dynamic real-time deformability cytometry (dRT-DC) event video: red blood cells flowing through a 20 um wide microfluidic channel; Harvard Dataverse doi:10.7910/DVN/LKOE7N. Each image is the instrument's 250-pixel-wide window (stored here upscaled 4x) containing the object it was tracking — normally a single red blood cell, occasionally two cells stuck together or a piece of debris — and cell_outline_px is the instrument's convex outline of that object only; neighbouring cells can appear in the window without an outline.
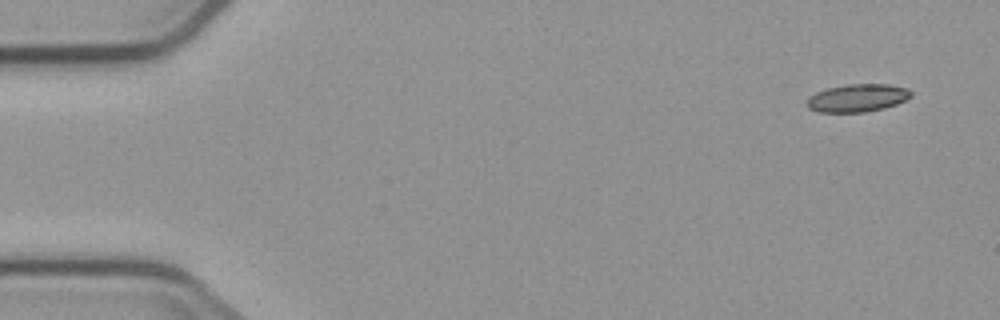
{"species": "common noctule bat (a hibernating species)", "species_latin": "Nyctalus noctula", "temperature_condition": "cold", "stored_images_in_passage": 9, "camera_frame_rate_fps": 3000, "um_per_image_px": 0.085, "animal": {"sex": "male", "body_mass_g": 23.1, "forearm_length_mm": 52.7}, "frame": {"image": 1, "passage_image": 1, "time_ms": 0.0, "image_size_px": [1000, 320], "cell_outline_px": [[912, 96], [896, 104], [884, 108], [864, 112], [820, 112], [808, 108], [804, 104], [804, 100], [808, 96], [816, 92], [828, 88], [848, 84], [888, 84], [908, 88], [912, 92]], "centroid_in_image_um": [72.84, 8.32], "position_along_channel_um": 12.2, "area_um2": 17.05}}
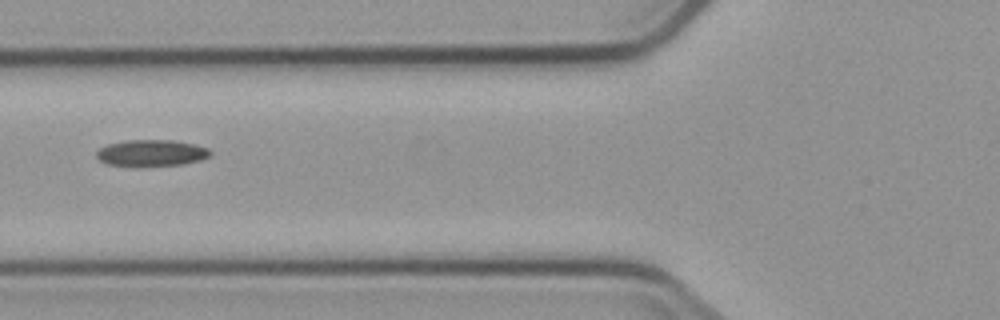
{"frame": {"image": 2, "passage_image": 6, "time_ms": 6.0, "image_size_px": [1000, 320], "cell_outline_px": [[212, 152], [208, 156], [200, 160], [184, 164], [108, 164], [100, 160], [96, 156], [96, 152], [100, 148], [108, 144], [124, 140], [172, 140], [196, 144], [208, 148]], "centroid_in_image_um": [12.9, 12.96], "position_along_channel_um": 112.9, "area_um2": 16.94}}
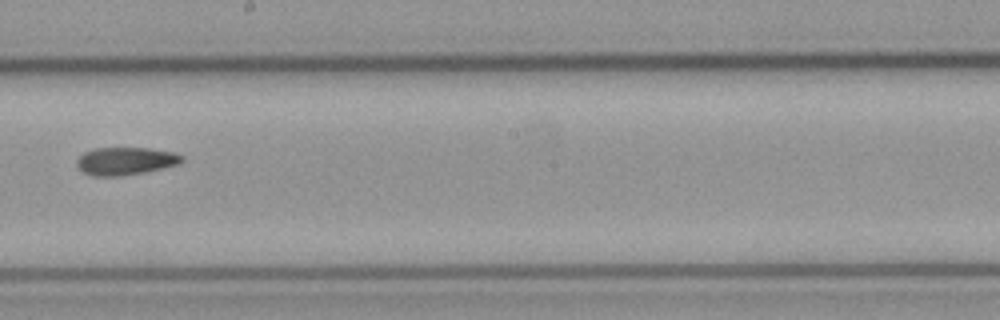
{"frame": {"image": 3, "passage_image": 9, "time_ms": 9.333, "image_size_px": [1000, 320], "cell_outline_px": [[184, 160], [176, 164], [144, 172], [120, 176], [92, 176], [84, 172], [76, 164], [76, 160], [84, 152], [96, 148], [148, 148], [172, 152], [184, 156]], "centroid_in_image_um": [10.64, 13.68], "position_along_channel_um": 237.6, "area_um2": 16.76}}